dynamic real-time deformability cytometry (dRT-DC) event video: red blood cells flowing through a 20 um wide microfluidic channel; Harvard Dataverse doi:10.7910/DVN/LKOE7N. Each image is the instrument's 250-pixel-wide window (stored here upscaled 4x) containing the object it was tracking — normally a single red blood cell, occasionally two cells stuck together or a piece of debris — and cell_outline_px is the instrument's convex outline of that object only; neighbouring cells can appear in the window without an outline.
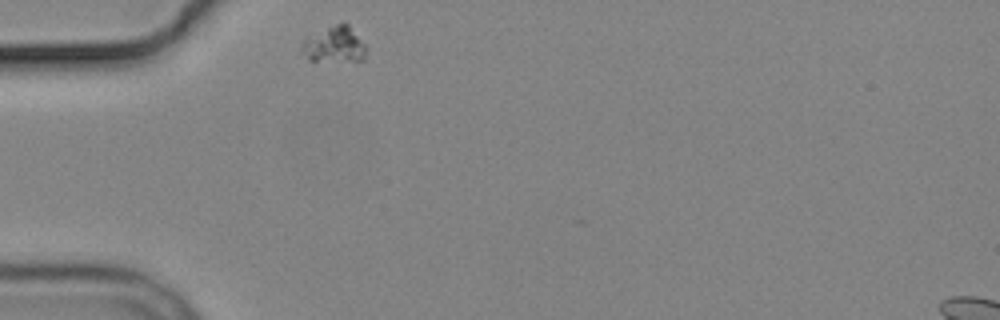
{"species": "common noctule bat (a hibernating species)", "species_latin": "Nyctalus noctula", "temperature_condition": "cold", "stored_images_in_passage": 1, "camera_frame_rate_fps": 3000, "um_per_image_px": 0.085, "animal": {"sex": "male", "body_mass_g": 19.2, "forearm_length_mm": 51.8}, "frame": {"image": 1, "passage_image": 1, "time_ms": 0.0, "image_size_px": [1000, 320], "cell_outline_px": [[364, 60], [308, 60], [300, 52], [300, 44], [304, 36], [344, 20], [348, 24], [364, 44]], "centroid_in_image_um": [28.32, 3.75], "position_along_channel_um": 56.7, "area_um2": 13.7}}